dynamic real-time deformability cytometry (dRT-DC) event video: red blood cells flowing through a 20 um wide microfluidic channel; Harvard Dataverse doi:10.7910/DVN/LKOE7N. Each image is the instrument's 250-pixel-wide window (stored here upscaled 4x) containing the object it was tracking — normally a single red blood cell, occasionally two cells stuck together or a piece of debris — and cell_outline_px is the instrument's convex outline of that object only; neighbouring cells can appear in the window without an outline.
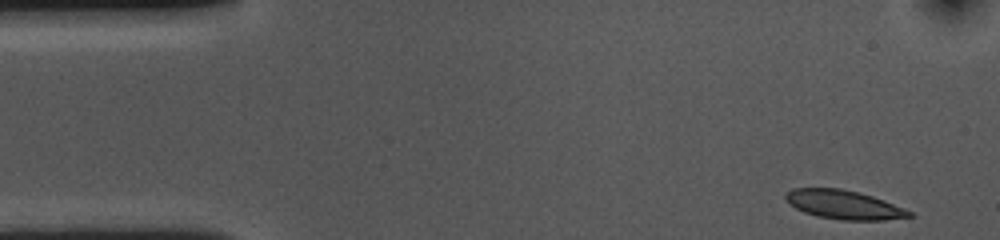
{"species": "common noctule bat (a hibernating species)", "species_latin": "Nyctalus noctula", "temperature_condition": "cold", "stored_images_in_passage": 13, "camera_frame_rate_fps": 3000, "um_per_image_px": 0.085, "animal": {"sex": "female", "body_mass_g": 10.0, "forearm_length_mm": 53.1}, "frame": {"image": 1, "passage_image": 1, "time_ms": 0.0, "image_size_px": [1000, 240], "cell_outline_px": [[916, 216], [884, 220], [840, 220], [816, 216], [804, 212], [788, 204], [784, 196], [792, 188], [840, 188], [860, 192], [884, 200], [904, 208], [912, 212]], "centroid_in_image_um": [71.73, 17.4], "position_along_channel_um": 13.3, "area_um2": 20.98}}